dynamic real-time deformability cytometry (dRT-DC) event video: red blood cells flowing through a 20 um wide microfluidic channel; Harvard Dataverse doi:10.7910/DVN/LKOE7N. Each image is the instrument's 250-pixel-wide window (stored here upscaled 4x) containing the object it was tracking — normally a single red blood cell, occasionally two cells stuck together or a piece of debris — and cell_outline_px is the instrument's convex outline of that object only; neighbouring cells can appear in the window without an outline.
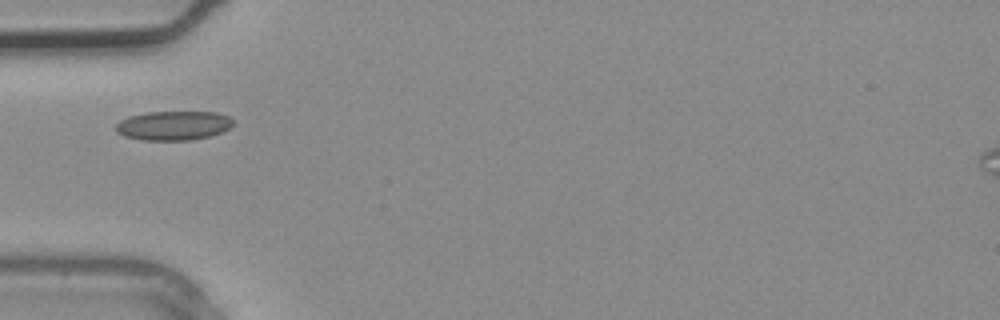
{"species": "common noctule bat (a hibernating species)", "species_latin": "Nyctalus noctula", "temperature_condition": "warm", "stored_images_in_passage": 2, "camera_frame_rate_fps": 3000, "um_per_image_px": 0.085, "animal": {"sex": "male", "body_mass_g": 20.4}, "frame": {"image": 1, "passage_image": 2, "time_ms": 0.333, "image_size_px": [1000, 320], "cell_outline_px": [[232, 124], [228, 128], [212, 136], [192, 140], [140, 140], [124, 136], [116, 132], [116, 124], [120, 120], [128, 116], [148, 112], [216, 112], [228, 116], [232, 120]], "centroid_in_image_um": [14.71, 10.68], "position_along_channel_um": 70.3, "area_um2": 20.0}}